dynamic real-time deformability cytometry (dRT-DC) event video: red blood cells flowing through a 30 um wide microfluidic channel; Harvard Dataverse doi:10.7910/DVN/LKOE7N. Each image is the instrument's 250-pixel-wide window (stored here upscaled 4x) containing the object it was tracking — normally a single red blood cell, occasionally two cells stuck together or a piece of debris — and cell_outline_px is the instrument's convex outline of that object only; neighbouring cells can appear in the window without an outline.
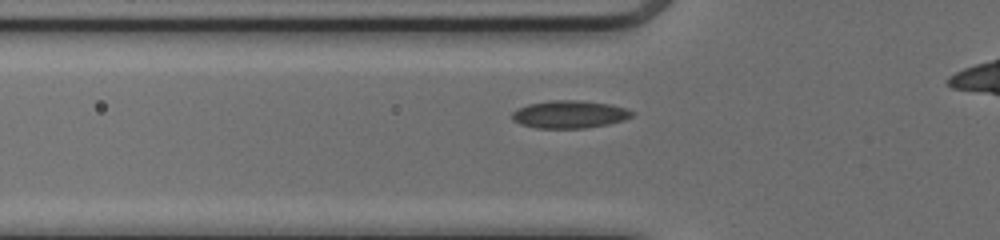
{"species": "common noctule bat (a hibernating species)", "species_latin": "Nyctalus noctula", "temperature_condition": "cold", "stored_images_in_passage": 30, "camera_frame_rate_fps": 3000, "um_per_image_px": 0.085, "animal": {"sex": "female", "body_mass_g": 17.0, "forearm_length_mm": 48.0}, "frame": {"image": 1, "passage_image": 2, "time_ms": 0.333, "image_size_px": [1000, 240], "cell_outline_px": [[636, 112], [632, 116], [624, 120], [608, 124], [584, 128], [536, 128], [520, 124], [512, 120], [512, 112], [528, 104], [552, 100], [576, 100], [612, 104]], "centroid_in_image_um": [48.42, 9.72], "position_along_channel_um": 77.4, "area_um2": 19.31}}
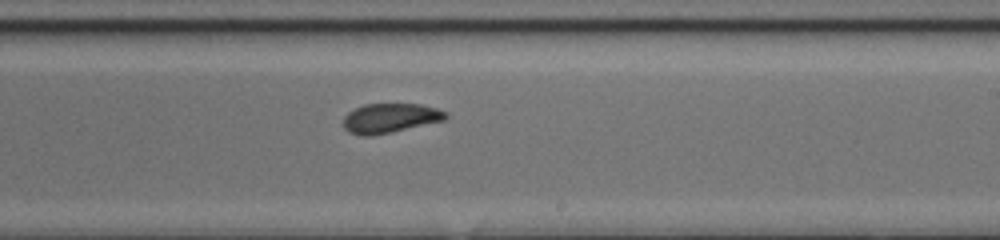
{"frame": {"image": 2, "passage_image": 15, "time_ms": 4.667, "image_size_px": [1000, 240], "cell_outline_px": [[448, 116], [444, 120], [388, 132], [368, 136], [360, 136], [348, 132], [344, 128], [344, 116], [348, 112], [364, 104], [420, 104], [436, 108], [448, 112]], "centroid_in_image_um": [33.13, 10.03], "position_along_channel_um": 255.9, "area_um2": 17.34}}
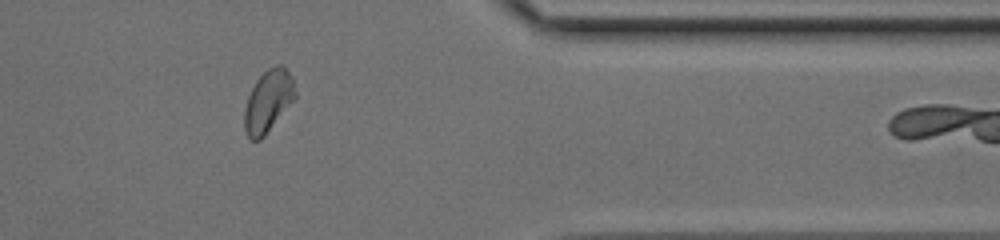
{"frame": {"image": 3, "passage_image": 26, "time_ms": 8.333, "image_size_px": [1000, 240], "cell_outline_px": [[296, 96], [264, 136], [260, 140], [248, 140], [244, 128], [244, 108], [248, 96], [256, 80], [268, 68], [276, 64], [280, 64], [292, 76], [296, 92]], "centroid_in_image_um": [22.77, 8.6], "position_along_channel_um": 388.6, "area_um2": 18.21}, "authors_computed_cell_mechanics": {"area_um2": 18.207, "velocity_mm_per_s": 4.1088, "shape_relaxation_time_tau1_ms": 5.0969, "shape_relaxation_time_tau2_ms": 1.7782, "deformation_change_tau1": 0.1364, "deformation_change_tau2": 0.06}}